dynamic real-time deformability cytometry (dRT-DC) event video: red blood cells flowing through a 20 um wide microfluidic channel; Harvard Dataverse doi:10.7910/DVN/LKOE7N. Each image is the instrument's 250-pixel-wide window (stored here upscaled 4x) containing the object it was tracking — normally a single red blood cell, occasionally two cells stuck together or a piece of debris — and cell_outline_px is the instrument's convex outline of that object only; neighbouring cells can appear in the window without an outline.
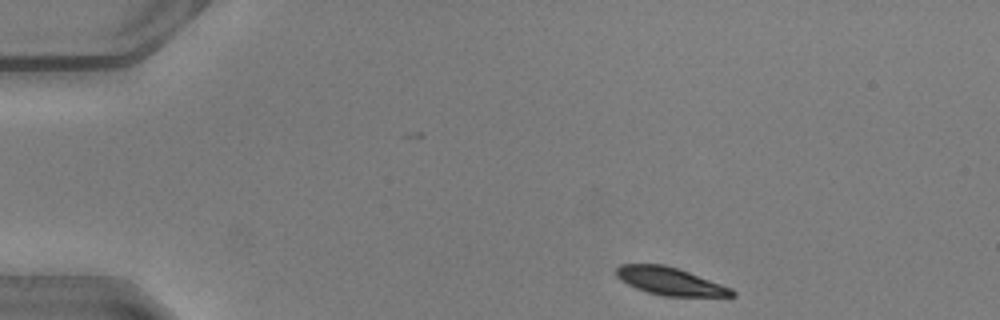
{"species": "common noctule bat (a hibernating species)", "species_latin": "Nyctalus noctula", "temperature_condition": "warm", "stored_images_in_passage": 44, "camera_frame_rate_fps": 3000, "um_per_image_px": 0.085, "animal": {"sex": "male", "body_mass_g": 20.5, "forearm_length_mm": 52.5}, "frame": {"image": 1, "passage_image": 1, "time_ms": 0.0, "image_size_px": [1000, 320], "cell_outline_px": [[736, 296], [664, 296], [648, 292], [636, 288], [620, 280], [616, 276], [616, 268], [620, 264], [664, 264], [680, 268], [732, 288], [736, 292]], "centroid_in_image_um": [56.97, 23.89], "position_along_channel_um": 28.0, "area_um2": 18.79}}
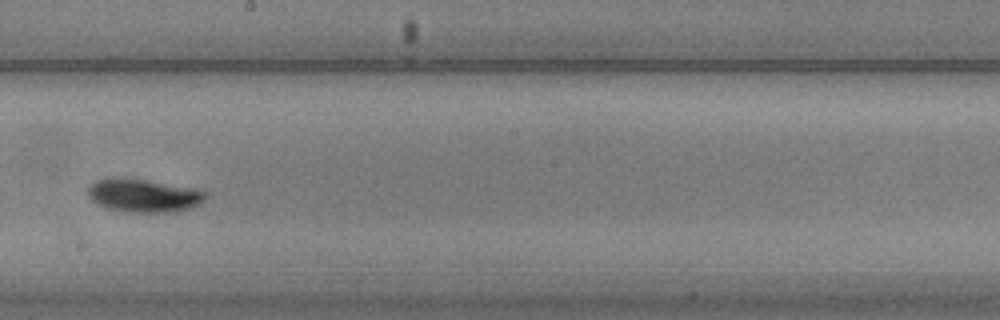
{"frame": {"image": 2, "passage_image": 22, "time_ms": 7.0, "image_size_px": [1000, 320], "cell_outline_px": [[208, 196], [200, 204], [192, 208], [176, 212], [128, 212], [108, 208], [96, 204], [88, 196], [88, 188], [96, 180], [116, 176], [124, 176], [196, 188], [204, 192]], "centroid_in_image_um": [12.21, 16.6], "position_along_channel_um": 236.0, "area_um2": 23.24}}
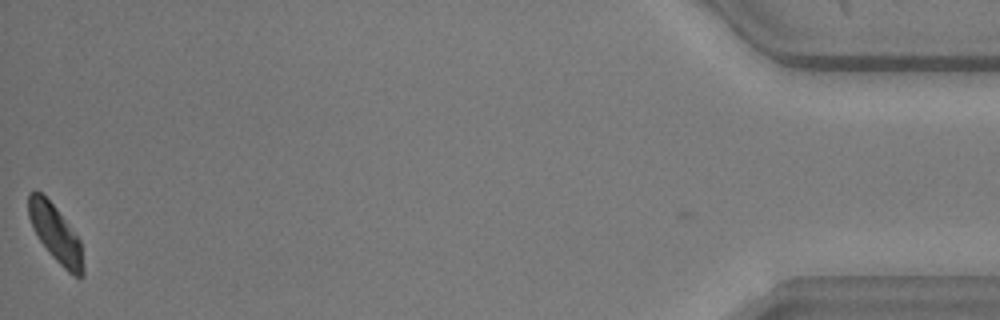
{"frame": {"image": 3, "passage_image": 43, "time_ms": 14.0, "image_size_px": [1000, 320], "cell_outline_px": [[84, 276], [72, 276], [48, 252], [40, 240], [28, 216], [28, 192], [40, 192], [56, 208], [80, 240], [84, 268]], "centroid_in_image_um": [4.74, 19.89], "position_along_channel_um": 430.5, "area_um2": 17.74}, "authors_computed_cell_mechanics": {"area_um2": 20.9236, "velocity_mm_per_s": 4.0487, "shape_relaxation_time_tau1_ms": 1.7265, "shape_relaxation_time_tau2_ms": null, "deformation_change_tau1": 0.1024, "deformation_change_tau2": null}}